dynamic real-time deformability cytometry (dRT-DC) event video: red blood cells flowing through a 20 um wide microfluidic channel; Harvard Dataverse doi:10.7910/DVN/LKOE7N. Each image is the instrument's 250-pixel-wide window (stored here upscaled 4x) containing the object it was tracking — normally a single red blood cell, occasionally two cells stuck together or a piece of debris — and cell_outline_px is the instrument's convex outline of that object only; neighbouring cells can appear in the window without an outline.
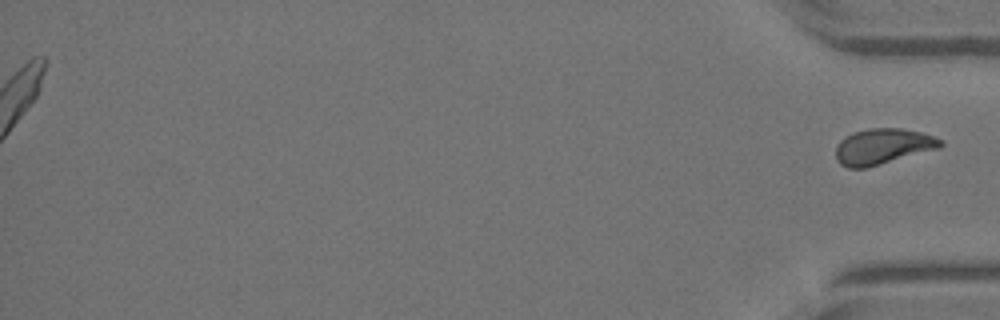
{"species": "Egyptian fruit bat (a non-hibernating species)", "species_latin": "Rousettus aegyptiacus", "temperature_condition": "warm", "stored_images_in_passage": 46, "segment_of_instrument_passage": [2, 2], "camera_frame_rate_fps": 3000, "um_per_image_px": 0.085, "animal": {"sex": "female"}, "frame": {"image": 1, "passage_image": 46, "time_ms": 15.0, "image_size_px": [1000, 320], "cell_outline_px": [[944, 144], [940, 148], [868, 168], [848, 168], [840, 164], [836, 160], [836, 144], [844, 136], [852, 132], [868, 128], [900, 128], [920, 132], [944, 140]], "centroid_in_image_um": [75.02, 12.45], "position_along_channel_um": 360.2, "area_um2": 22.14}}